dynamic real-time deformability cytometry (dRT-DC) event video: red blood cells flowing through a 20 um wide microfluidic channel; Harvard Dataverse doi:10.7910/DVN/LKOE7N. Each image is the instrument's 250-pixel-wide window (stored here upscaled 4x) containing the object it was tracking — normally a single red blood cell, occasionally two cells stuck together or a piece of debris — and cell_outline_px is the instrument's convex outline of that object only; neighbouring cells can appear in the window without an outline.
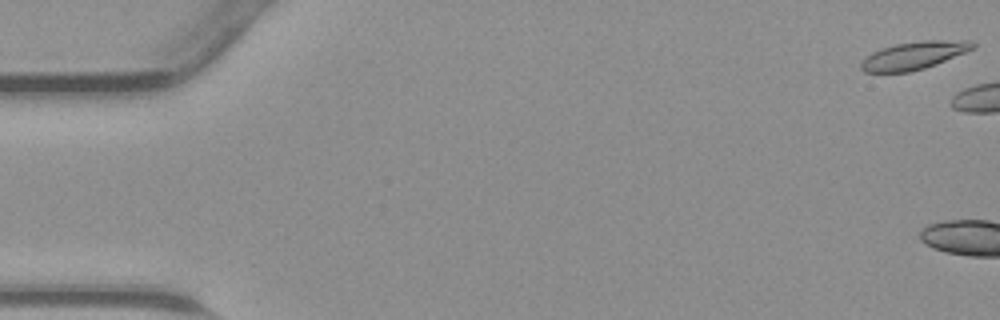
{"species": "common noctule bat (a hibernating species)", "species_latin": "Nyctalus noctula", "temperature_condition": "warm", "stored_images_in_passage": 4, "camera_frame_rate_fps": 3000, "um_per_image_px": 0.085, "animal": {"sex": "male", "body_mass_g": 23.1, "forearm_length_mm": 52.7}, "frame": {"image": 1, "passage_image": 1, "time_ms": 0.0, "image_size_px": [1000, 320], "cell_outline_px": [[976, 48], [936, 64], [924, 68], [908, 72], [864, 72], [860, 68], [860, 64], [872, 52], [896, 44], [920, 40], [972, 40], [976, 44]], "centroid_in_image_um": [77.74, 4.7], "position_along_channel_um": 7.3, "area_um2": 18.03}}